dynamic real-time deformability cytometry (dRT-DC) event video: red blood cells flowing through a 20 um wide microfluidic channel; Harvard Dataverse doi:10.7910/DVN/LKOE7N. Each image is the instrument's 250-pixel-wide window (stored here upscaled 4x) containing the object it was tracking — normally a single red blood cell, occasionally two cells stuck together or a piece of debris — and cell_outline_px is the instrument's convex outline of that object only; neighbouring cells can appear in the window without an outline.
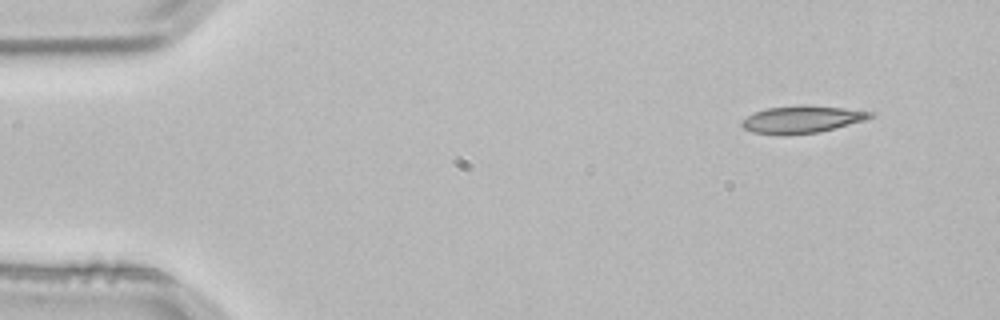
{"species": "common noctule bat (a hibernating species)", "species_latin": "Nyctalus noctula", "temperature_condition": "room temperature", "stored_images_in_passage": 4, "camera_frame_rate_fps": 3000, "um_per_image_px": 0.085, "animal": {"sex": "male", "body_mass_g": 21.5, "forearm_length_mm": 52.0}, "frame": {"image": 1, "passage_image": 1, "time_ms": 0.0, "image_size_px": [1000, 320], "cell_outline_px": [[876, 112], [872, 116], [864, 120], [820, 132], [784, 136], [752, 132], [744, 128], [740, 124], [740, 120], [756, 112], [768, 108], [804, 104], [844, 108]], "centroid_in_image_um": [68.14, 10.15], "position_along_channel_um": 16.9, "area_um2": 20.58}}